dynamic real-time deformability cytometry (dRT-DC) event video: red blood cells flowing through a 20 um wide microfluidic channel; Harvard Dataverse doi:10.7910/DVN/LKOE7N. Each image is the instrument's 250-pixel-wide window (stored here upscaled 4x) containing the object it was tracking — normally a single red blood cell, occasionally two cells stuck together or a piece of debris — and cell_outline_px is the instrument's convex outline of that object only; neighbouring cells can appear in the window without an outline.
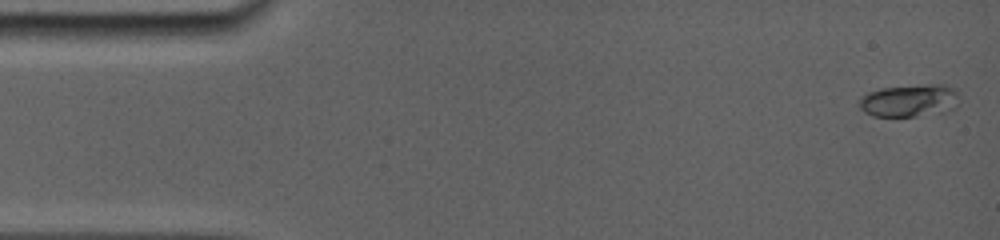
{"species": "common noctule bat (a hibernating species)", "species_latin": "Nyctalus noctula", "temperature_condition": "room temperature", "stored_images_in_passage": 6, "camera_frame_rate_fps": 5000, "um_per_image_px": 0.085, "animal": {"sex": "female", "body_mass_g": 19.0, "forearm_length_mm": 56.7}, "frame": {"image": 1, "passage_image": 1, "time_ms": 0.0, "image_size_px": [1000, 240], "cell_outline_px": [[956, 92], [952, 108], [944, 112], [916, 116], [872, 116], [864, 112], [860, 108], [860, 96], [868, 92], [880, 88], [928, 84], [948, 84]], "centroid_in_image_um": [77.22, 8.54], "position_along_channel_um": 7.8, "area_um2": 18.67}}
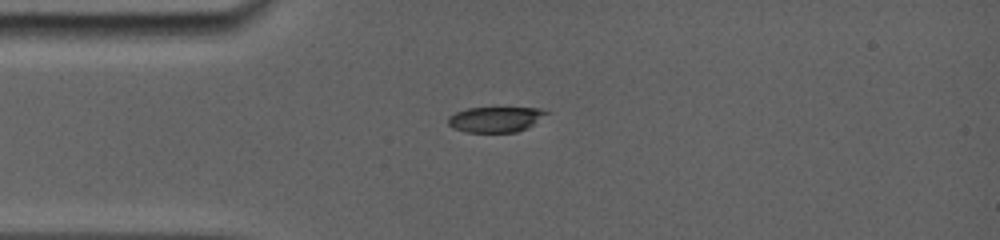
{"frame": {"image": 2, "passage_image": 4, "time_ms": 3.6, "image_size_px": [1000, 240], "cell_outline_px": [[552, 112], [528, 128], [516, 132], [464, 132], [452, 128], [448, 124], [448, 116], [456, 112], [468, 108], [540, 108]], "centroid_in_image_um": [42.15, 10.15], "position_along_channel_um": 42.9, "area_um2": 14.74}}
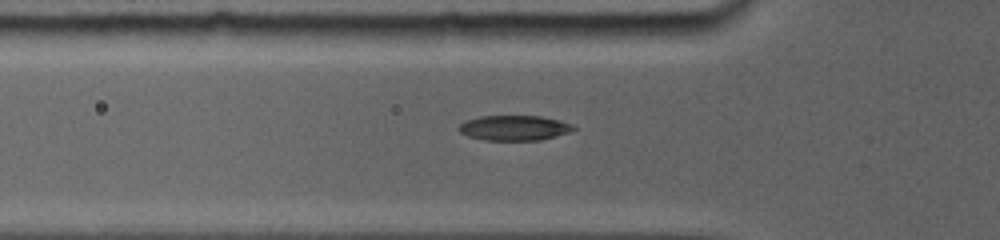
{"frame": {"image": 3, "passage_image": 6, "time_ms": 5.0, "image_size_px": [1000, 240], "cell_outline_px": [[576, 128], [572, 132], [540, 140], [484, 140], [468, 136], [460, 132], [456, 128], [464, 120], [480, 116], [540, 116], [560, 120], [572, 124]], "centroid_in_image_um": [43.71, 10.87], "position_along_channel_um": 82.1, "area_um2": 16.94}}